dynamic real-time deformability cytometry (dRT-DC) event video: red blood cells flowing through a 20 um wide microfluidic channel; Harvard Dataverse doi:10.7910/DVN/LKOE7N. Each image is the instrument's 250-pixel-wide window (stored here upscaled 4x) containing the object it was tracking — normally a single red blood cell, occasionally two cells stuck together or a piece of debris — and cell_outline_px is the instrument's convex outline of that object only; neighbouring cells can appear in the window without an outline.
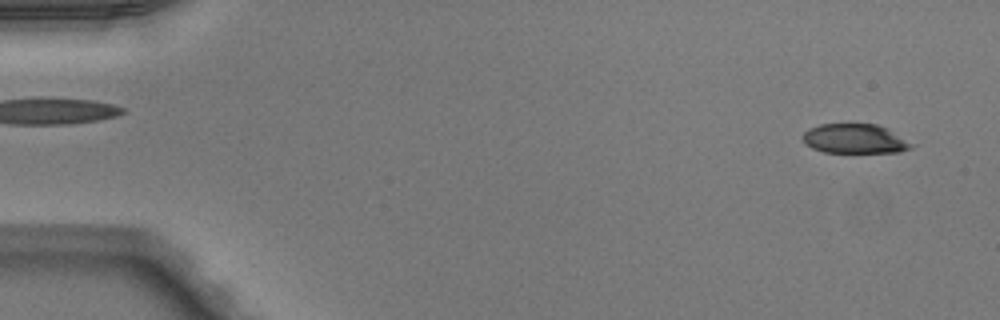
{"species": "Egyptian fruit bat (a non-hibernating species)", "species_latin": "Rousettus aegyptiacus", "temperature_condition": "warm", "stored_images_in_passage": 49, "camera_frame_rate_fps": 3000, "um_per_image_px": 0.085, "animal": {"sex": "male"}, "frame": {"image": 1, "passage_image": 2, "time_ms": 0.333, "image_size_px": [1000, 320], "cell_outline_px": [[912, 148], [900, 152], [824, 152], [812, 148], [804, 144], [804, 132], [808, 128], [820, 124], [876, 124], [888, 128], [912, 144]], "centroid_in_image_um": [72.64, 11.79], "position_along_channel_um": 12.4, "area_um2": 18.55}}
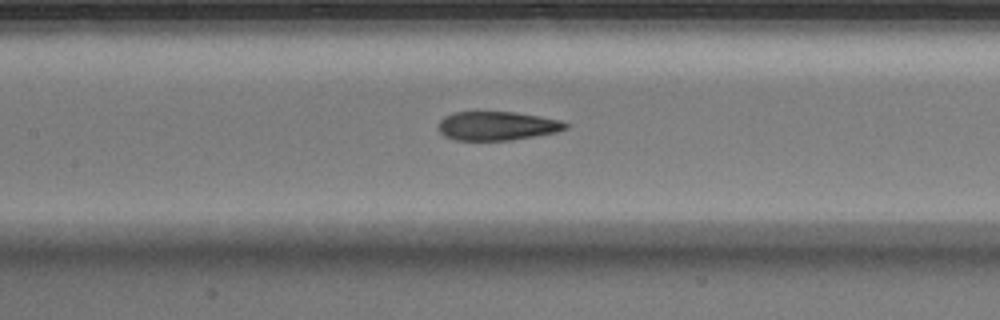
{"frame": {"image": 2, "passage_image": 23, "time_ms": 7.333, "image_size_px": [1000, 320], "cell_outline_px": [[572, 124], [568, 128], [556, 132], [512, 140], [456, 140], [444, 136], [440, 132], [436, 124], [444, 116], [452, 112], [516, 112], [540, 116], [560, 120]], "centroid_in_image_um": [42.25, 10.69], "position_along_channel_um": 165.1, "area_um2": 21.62}}
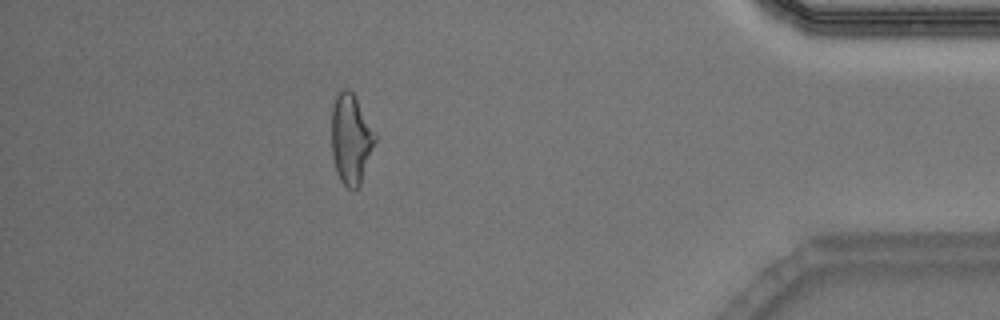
{"frame": {"image": 3, "passage_image": 44, "time_ms": 14.333, "image_size_px": [1000, 320], "cell_outline_px": [[376, 140], [360, 184], [356, 188], [348, 188], [340, 180], [336, 172], [332, 156], [332, 108], [336, 96], [344, 88], [348, 88], [352, 92], [376, 132]], "centroid_in_image_um": [29.83, 11.81], "position_along_channel_um": 405.4, "area_um2": 22.6}, "authors_computed_cell_mechanics": {"area_um2": 22.3686, "velocity_mm_per_s": 4.0498, "shape_relaxation_time_tau1_ms": null, "shape_relaxation_time_tau2_ms": 1.9755, "deformation_change_tau1": null, "deformation_change_tau2": 0.097}}